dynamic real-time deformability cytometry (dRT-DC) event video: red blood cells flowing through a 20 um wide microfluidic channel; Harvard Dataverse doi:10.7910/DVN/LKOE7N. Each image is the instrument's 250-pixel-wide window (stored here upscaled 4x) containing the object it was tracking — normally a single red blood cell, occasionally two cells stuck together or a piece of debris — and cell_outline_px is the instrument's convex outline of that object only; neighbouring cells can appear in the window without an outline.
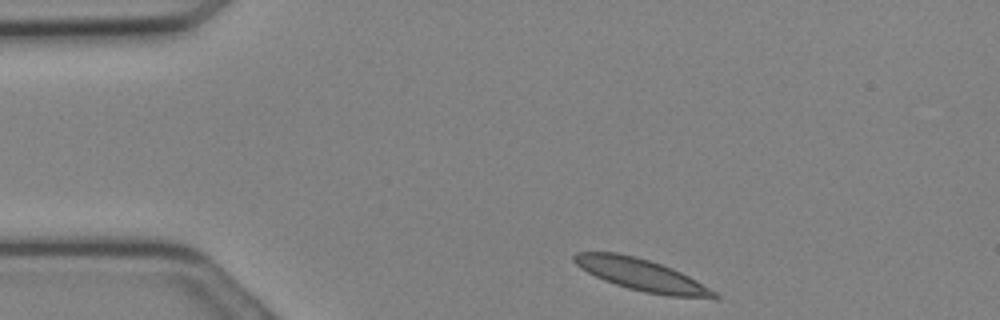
{"species": "Egyptian fruit bat (a non-hibernating species)", "species_latin": "Rousettus aegyptiacus", "temperature_condition": "cold", "stored_images_in_passage": 18, "camera_frame_rate_fps": 3000, "um_per_image_px": 0.085, "animal": {"sex": "female"}, "frame": {"image": 1, "passage_image": 1, "time_ms": 0.0, "image_size_px": [1000, 320], "cell_outline_px": [[720, 300], [716, 300], [668, 296], [644, 292], [628, 288], [604, 280], [580, 268], [572, 260], [572, 256], [576, 252], [616, 252], [636, 256], [672, 268], [696, 280], [716, 292], [720, 296]], "centroid_in_image_um": [54.59, 23.39], "position_along_channel_um": 30.4, "area_um2": 26.18}}
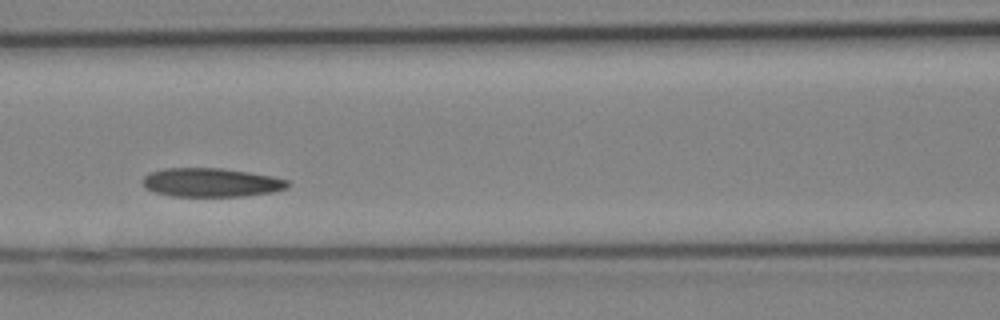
{"frame": {"image": 2, "passage_image": 9, "time_ms": 2.667, "image_size_px": [1000, 320], "cell_outline_px": [[292, 184], [288, 188], [272, 192], [244, 196], [172, 196], [156, 192], [144, 188], [144, 176], [152, 172], [164, 168], [220, 168], [248, 172], [272, 176], [288, 180]], "centroid_in_image_um": [17.99, 15.51], "position_along_channel_um": 148.6, "area_um2": 24.28}}
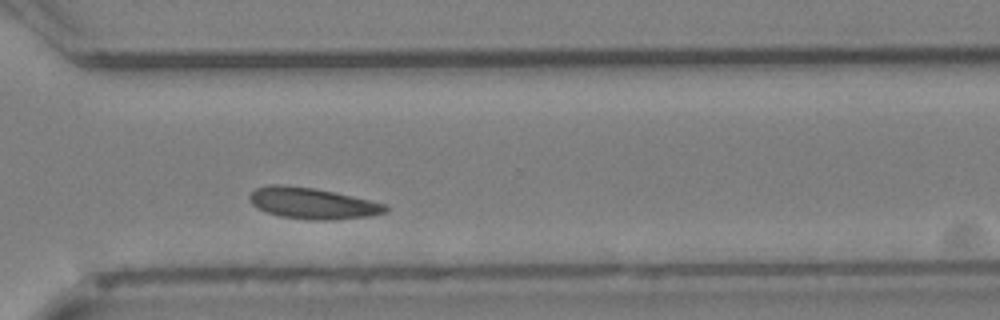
{"frame": {"image": 3, "passage_image": 18, "time_ms": 5.667, "image_size_px": [1000, 320], "cell_outline_px": [[388, 208], [384, 212], [372, 216], [332, 220], [308, 220], [280, 216], [256, 208], [252, 204], [248, 196], [256, 188], [268, 184], [284, 184], [312, 188], [332, 192], [388, 204]], "centroid_in_image_um": [26.54, 17.28], "position_along_channel_um": 344.1, "area_um2": 24.68}}